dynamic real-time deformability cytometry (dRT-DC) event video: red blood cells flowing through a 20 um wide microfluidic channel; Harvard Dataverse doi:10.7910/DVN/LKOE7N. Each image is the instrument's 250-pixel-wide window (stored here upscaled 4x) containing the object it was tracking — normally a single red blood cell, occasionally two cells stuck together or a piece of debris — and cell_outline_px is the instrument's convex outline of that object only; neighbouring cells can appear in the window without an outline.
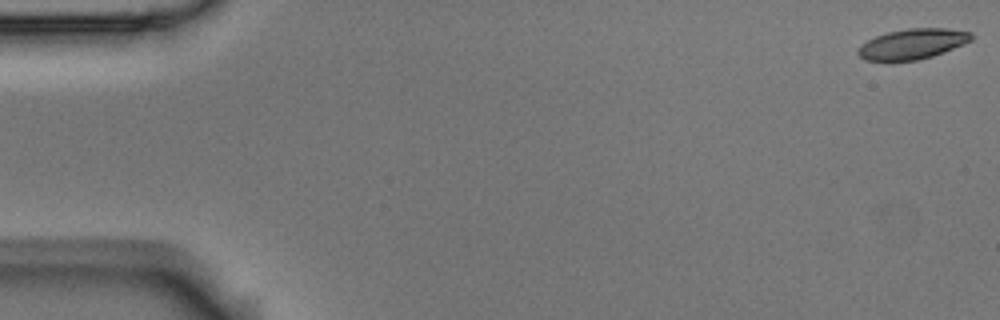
{"species": "Egyptian fruit bat (a non-hibernating species)", "species_latin": "Rousettus aegyptiacus", "temperature_condition": "room temperature", "stored_images_in_passage": 57, "camera_frame_rate_fps": 3000, "um_per_image_px": 0.085, "animal": {"sex": "male"}, "frame": {"image": 1, "passage_image": 1, "time_ms": 0.0, "image_size_px": [1000, 320], "cell_outline_px": [[972, 40], [964, 44], [932, 56], [916, 60], [864, 60], [856, 52], [860, 44], [876, 36], [888, 32], [908, 28], [948, 28], [972, 32]], "centroid_in_image_um": [77.56, 3.72], "position_along_channel_um": 7.4, "area_um2": 19.88}}
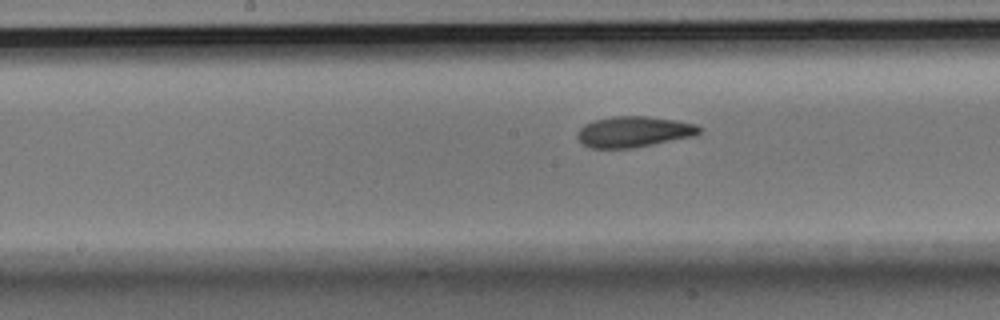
{"frame": {"image": 2, "passage_image": 29, "time_ms": 9.333, "image_size_px": [1000, 320], "cell_outline_px": [[704, 128], [696, 136], [632, 148], [592, 148], [584, 144], [576, 136], [576, 132], [584, 124], [596, 120], [612, 116], [648, 116], [676, 120], [696, 124]], "centroid_in_image_um": [53.91, 11.19], "position_along_channel_um": 194.3, "area_um2": 22.02}}
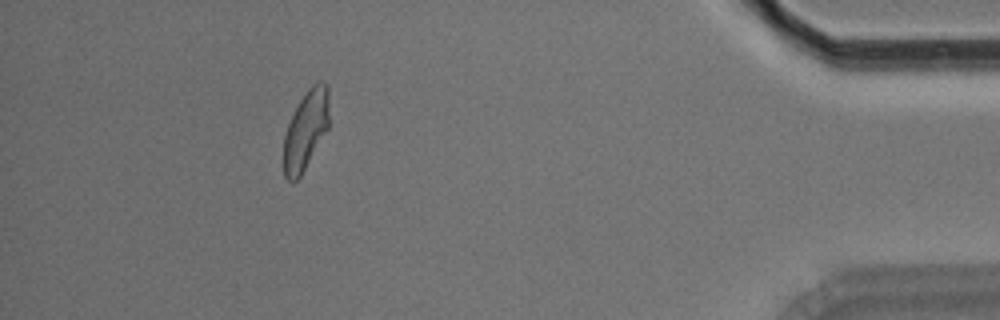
{"frame": {"image": 3, "passage_image": 52, "time_ms": 17.0, "image_size_px": [1000, 320], "cell_outline_px": [[328, 128], [300, 176], [296, 180], [288, 180], [284, 176], [284, 136], [288, 124], [300, 100], [308, 88], [312, 84], [320, 80], [324, 80], [328, 84]], "centroid_in_image_um": [26.0, 11.01], "position_along_channel_um": 409.2, "area_um2": 20.63}, "authors_computed_cell_mechanics": {"area_um2": 21.5016, "velocity_mm_per_s": 3.516, "shape_relaxation_time_tau1_ms": 4.3516, "shape_relaxation_time_tau2_ms": 2.5501, "deformation_change_tau1": 0.166, "deformation_change_tau2": 0.0928}}